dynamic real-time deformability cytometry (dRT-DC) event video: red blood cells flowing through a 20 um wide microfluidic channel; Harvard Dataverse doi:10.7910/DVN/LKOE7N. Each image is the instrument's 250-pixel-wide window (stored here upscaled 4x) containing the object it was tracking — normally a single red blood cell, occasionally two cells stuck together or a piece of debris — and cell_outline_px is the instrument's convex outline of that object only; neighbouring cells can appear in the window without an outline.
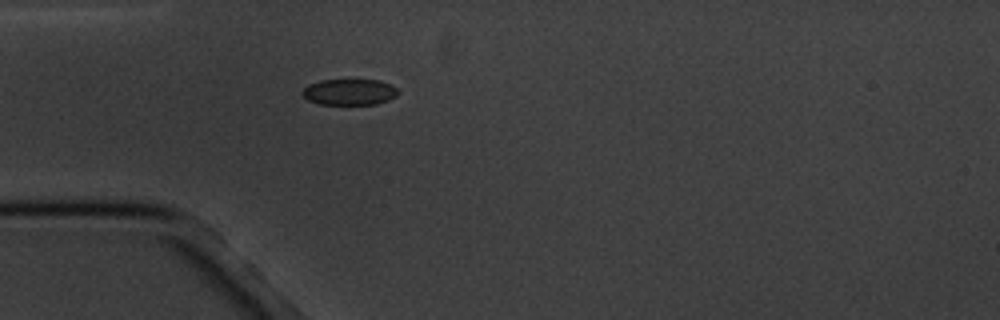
{"species": "common noctule bat (a hibernating species)", "species_latin": "Nyctalus noctula", "temperature_condition": "cold", "stored_images_in_passage": 1, "camera_frame_rate_fps": 3000, "um_per_image_px": 0.085, "animal": {"sex": "male", "body_mass_g": 20.1, "forearm_length_mm": 53.5}, "frame": {"image": 1, "passage_image": 1, "time_ms": 0.0, "image_size_px": [1000, 320], "cell_outline_px": [[396, 96], [388, 100], [376, 104], [320, 104], [308, 100], [300, 92], [308, 84], [320, 80], [380, 80], [392, 84], [396, 88]], "centroid_in_image_um": [29.68, 7.81], "position_along_channel_um": 55.3, "area_um2": 14.51}}